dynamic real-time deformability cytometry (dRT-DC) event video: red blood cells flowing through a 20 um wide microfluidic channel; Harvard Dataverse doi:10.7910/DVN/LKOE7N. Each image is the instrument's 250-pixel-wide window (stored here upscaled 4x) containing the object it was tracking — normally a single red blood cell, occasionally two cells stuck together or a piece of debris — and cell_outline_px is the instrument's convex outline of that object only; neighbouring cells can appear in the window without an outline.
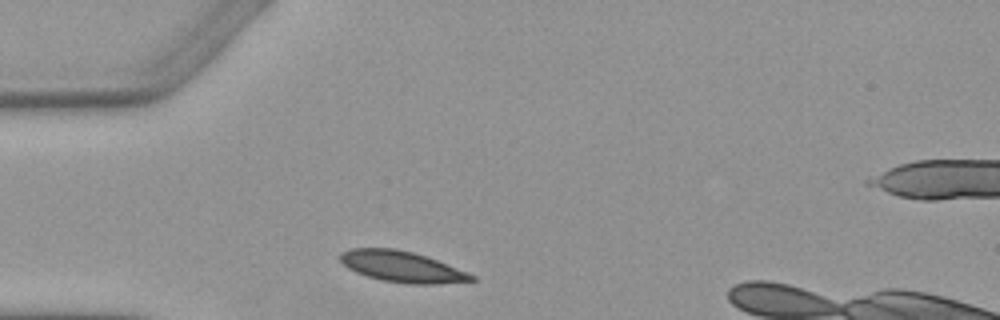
{"species": "Egyptian fruit bat (a non-hibernating species)", "species_latin": "Rousettus aegyptiacus", "temperature_condition": "warm", "stored_images_in_passage": 2, "segment_of_instrument_passage": [1, 2], "camera_frame_rate_fps": 3000, "um_per_image_px": 0.085, "animal": {"sex": "female"}, "frame": {"image": 1, "passage_image": 1, "time_ms": 0.0, "image_size_px": [1000, 320], "cell_outline_px": [[476, 280], [440, 284], [408, 284], [380, 280], [356, 272], [348, 268], [340, 260], [340, 252], [352, 248], [392, 248], [412, 252], [436, 260], [468, 272], [476, 276]], "centroid_in_image_um": [34.16, 22.67], "position_along_channel_um": 50.8, "area_um2": 23.58}}